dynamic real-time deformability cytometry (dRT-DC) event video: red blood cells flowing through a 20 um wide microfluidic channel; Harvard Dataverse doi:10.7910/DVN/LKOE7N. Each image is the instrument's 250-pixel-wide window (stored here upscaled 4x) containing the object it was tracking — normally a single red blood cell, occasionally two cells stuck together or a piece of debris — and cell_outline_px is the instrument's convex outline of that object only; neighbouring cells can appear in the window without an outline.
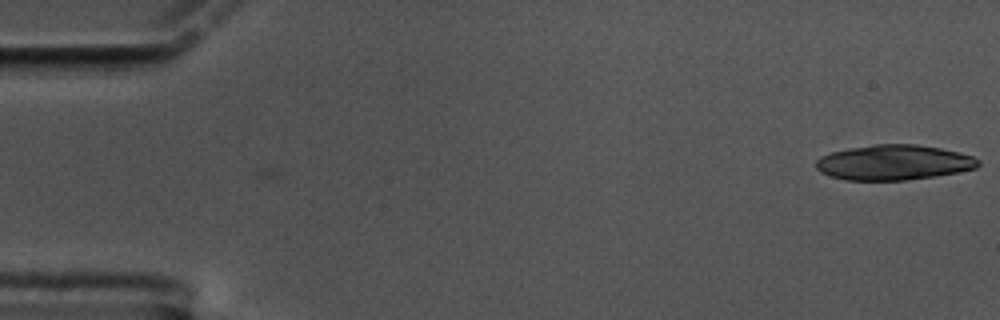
{"species": "common noctule bat (a hibernating species)", "species_latin": "Nyctalus noctula", "temperature_condition": "cold", "stored_images_in_passage": 2, "camera_frame_rate_fps": 3000, "um_per_image_px": 0.085, "animal": {"sex": "male", "body_mass_g": 17.5, "forearm_length_mm": 52.3}, "frame": {"image": 1, "passage_image": 2, "time_ms": 0.333, "image_size_px": [1000, 320], "cell_outline_px": [[980, 164], [976, 168], [936, 176], [904, 180], [844, 180], [828, 176], [820, 172], [816, 168], [816, 160], [820, 156], [832, 152], [848, 148], [872, 144], [916, 144], [940, 148], [972, 156], [980, 160]], "centroid_in_image_um": [75.92, 13.81], "position_along_channel_um": 9.1, "area_um2": 33.29}}